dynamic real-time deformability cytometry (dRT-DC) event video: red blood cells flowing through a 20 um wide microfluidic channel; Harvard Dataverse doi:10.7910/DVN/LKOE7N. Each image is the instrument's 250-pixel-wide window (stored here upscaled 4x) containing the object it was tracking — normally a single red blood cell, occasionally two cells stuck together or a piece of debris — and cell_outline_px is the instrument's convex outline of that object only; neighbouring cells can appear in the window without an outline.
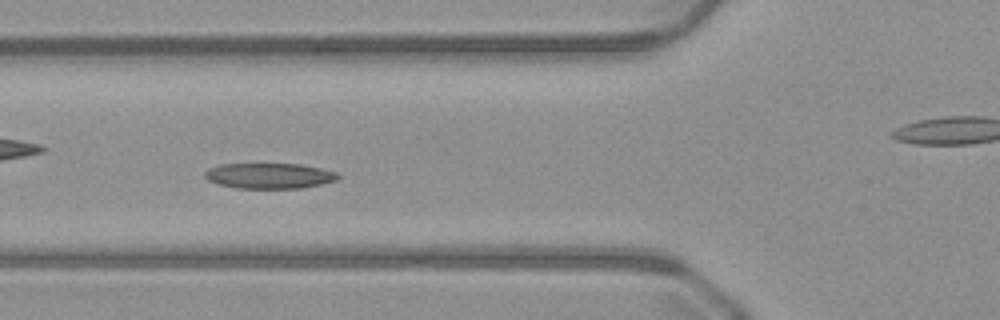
{"species": "common noctule bat (a hibernating species)", "species_latin": "Nyctalus noctula", "temperature_condition": "warm", "stored_images_in_passage": 53, "camera_frame_rate_fps": 3000, "um_per_image_px": 0.085, "animal": {"sex": "male", "body_mass_g": 23.1, "forearm_length_mm": 52.7}, "frame": {"image": 1, "passage_image": 20, "time_ms": 6.333, "image_size_px": [1000, 320], "cell_outline_px": [[340, 176], [336, 180], [304, 188], [236, 188], [216, 184], [208, 180], [204, 176], [204, 172], [208, 168], [220, 164], [300, 164], [320, 168], [336, 172]], "centroid_in_image_um": [22.85, 14.94], "position_along_channel_um": 102.9, "area_um2": 19.83}}
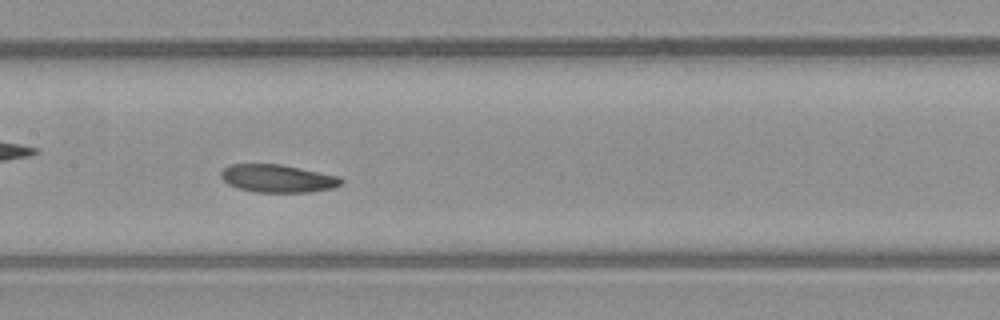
{"frame": {"image": 2, "passage_image": 26, "time_ms": 8.333, "image_size_px": [1000, 320], "cell_outline_px": [[344, 180], [340, 184], [332, 188], [312, 192], [256, 192], [240, 188], [228, 184], [220, 176], [220, 172], [228, 164], [280, 164], [340, 176]], "centroid_in_image_um": [23.6, 15.16], "position_along_channel_um": 183.8, "area_um2": 19.48}}
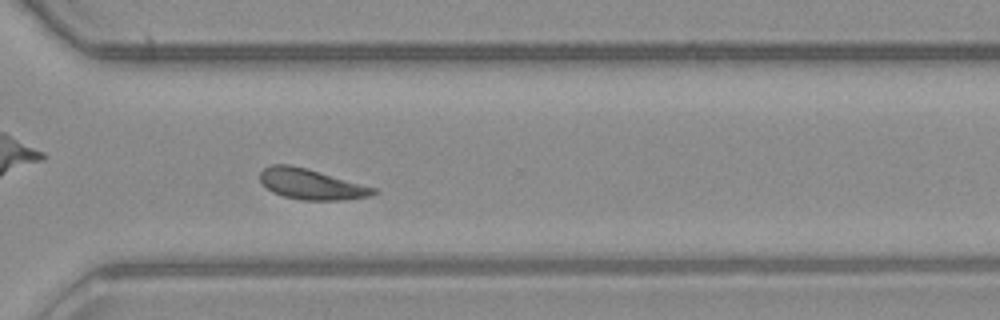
{"frame": {"image": 3, "passage_image": 38, "time_ms": 12.333, "image_size_px": [1000, 320], "cell_outline_px": [[380, 192], [372, 196], [344, 200], [300, 200], [284, 196], [272, 192], [260, 180], [260, 172], [264, 168], [272, 164], [288, 164], [304, 168], [376, 188]], "centroid_in_image_um": [26.47, 15.67], "position_along_channel_um": 344.1, "area_um2": 19.94}, "authors_computed_cell_mechanics": {"area_um2": 20.23, "velocity_mm_per_s": 4.0191, "shape_relaxation_time_tau1_ms": 7.1054, "shape_relaxation_time_tau2_ms": 9.5738, "deformation_change_tau1": 0.139, "deformation_change_tau2": 0.2049}}